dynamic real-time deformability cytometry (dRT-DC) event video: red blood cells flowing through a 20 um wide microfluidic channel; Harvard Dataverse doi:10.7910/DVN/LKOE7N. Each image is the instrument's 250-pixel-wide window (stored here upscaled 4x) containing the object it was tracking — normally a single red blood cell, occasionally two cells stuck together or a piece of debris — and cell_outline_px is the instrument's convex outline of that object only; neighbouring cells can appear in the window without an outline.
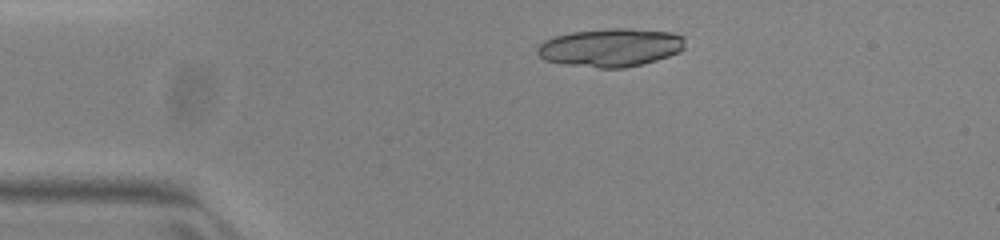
{"species": "common noctule bat (a hibernating species)", "species_latin": "Nyctalus noctula", "temperature_condition": "warm", "stored_images_in_passage": 35, "camera_frame_rate_fps": 3000, "um_per_image_px": 0.085, "animal": {"sex": "female", "body_mass_g": 23.0, "forearm_length_mm": 53.4}, "frame": {"image": 1, "passage_image": 1, "time_ms": 0.0, "image_size_px": [1000, 240], "cell_outline_px": [[684, 48], [680, 52], [656, 60], [624, 68], [596, 68], [564, 64], [544, 60], [536, 52], [536, 48], [544, 40], [556, 36], [572, 32], [612, 28], [632, 28], [672, 32], [684, 36]], "centroid_in_image_um": [51.91, 4.04], "position_along_channel_um": 33.1, "area_um2": 33.06}}